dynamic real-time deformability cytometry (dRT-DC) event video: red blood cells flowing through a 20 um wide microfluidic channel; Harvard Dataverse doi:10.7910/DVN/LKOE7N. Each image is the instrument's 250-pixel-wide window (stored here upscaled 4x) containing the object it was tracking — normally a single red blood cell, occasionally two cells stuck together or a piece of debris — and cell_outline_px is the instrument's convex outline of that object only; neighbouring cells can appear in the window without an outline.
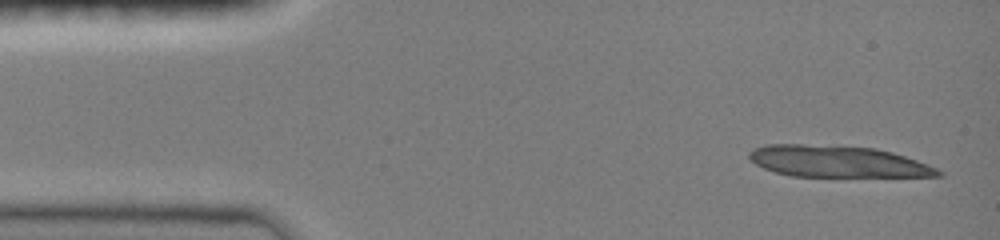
{"species": "common noctule bat (a hibernating species)", "species_latin": "Nyctalus noctula", "temperature_condition": "room temperature", "stored_images_in_passage": 22, "camera_frame_rate_fps": 3000, "um_per_image_px": 0.085, "animal": {"sex": "female", "body_mass_g": 19.0, "forearm_length_mm": 51.5}, "frame": {"image": 1, "passage_image": 1, "time_ms": 0.0, "image_size_px": [1000, 240], "cell_outline_px": [[944, 176], [792, 176], [776, 172], [764, 168], [756, 164], [748, 156], [748, 152], [756, 148], [768, 144], [804, 144], [876, 148], [892, 152], [928, 164], [944, 172]], "centroid_in_image_um": [71.2, 13.72], "position_along_channel_um": 13.8, "area_um2": 34.39}}
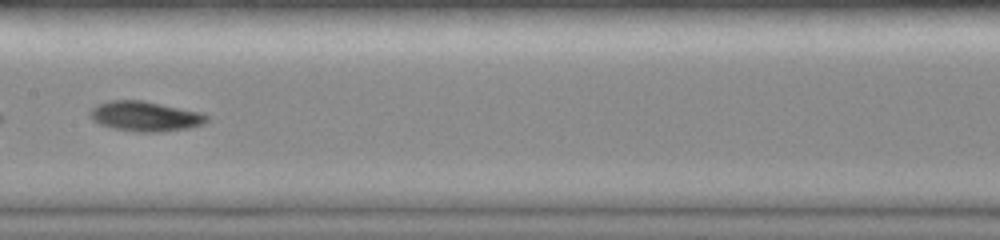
{"frame": {"image": 2, "passage_image": 18, "time_ms": 7.0, "image_size_px": [1000, 240], "cell_outline_px": [[208, 120], [204, 124], [192, 128], [160, 132], [136, 132], [112, 128], [100, 124], [92, 120], [88, 116], [88, 112], [92, 108], [108, 100], [144, 100], [200, 112], [208, 116]], "centroid_in_image_um": [12.34, 9.89], "position_along_channel_um": 195.1, "area_um2": 20.63}}
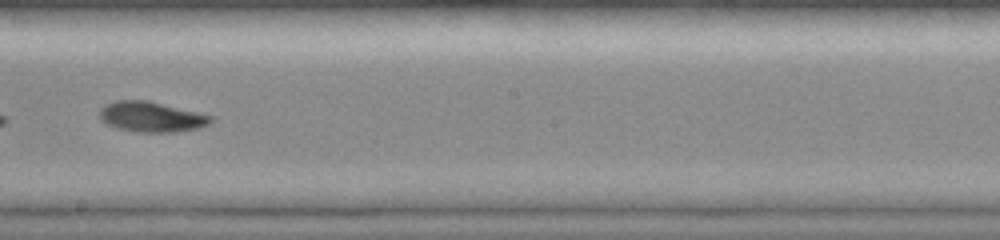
{"frame": {"image": 3, "passage_image": 20, "time_ms": 8.0, "image_size_px": [1000, 240], "cell_outline_px": [[212, 120], [208, 124], [200, 128], [172, 132], [136, 132], [120, 128], [108, 124], [100, 120], [100, 108], [104, 104], [116, 100], [148, 100], [212, 116]], "centroid_in_image_um": [12.83, 9.92], "position_along_channel_um": 235.4, "area_um2": 19.48}}